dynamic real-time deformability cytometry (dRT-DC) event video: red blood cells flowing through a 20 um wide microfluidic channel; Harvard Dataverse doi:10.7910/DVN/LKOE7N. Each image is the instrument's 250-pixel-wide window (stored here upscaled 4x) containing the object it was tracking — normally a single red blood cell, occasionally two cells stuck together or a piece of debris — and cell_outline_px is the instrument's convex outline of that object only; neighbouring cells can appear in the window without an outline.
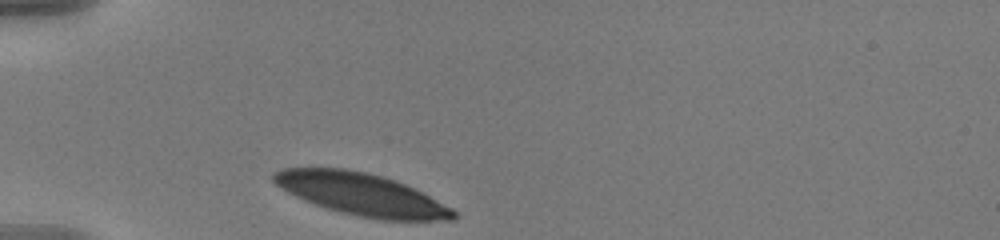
{"species": "human", "species_latin": "Homo sapiens", "temperature_condition": "warm", "stored_images_in_passage": 33, "camera_frame_rate_fps": 3000, "um_per_image_px": 0.085, "donor": {"sex": "male"}, "frame": {"image": 1, "passage_image": 1, "time_ms": 0.0, "image_size_px": [1000, 240], "cell_outline_px": [[456, 220], [380, 220], [356, 216], [340, 212], [304, 200], [280, 188], [272, 180], [272, 172], [284, 168], [344, 168], [368, 172], [404, 184], [452, 208], [456, 212]], "centroid_in_image_um": [30.69, 16.52], "position_along_channel_um": 54.3, "area_um2": 43.81}}
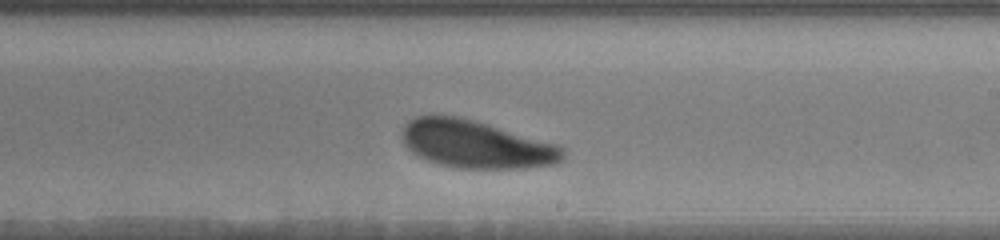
{"frame": {"image": 2, "passage_image": 19, "time_ms": 6.0, "image_size_px": [1000, 240], "cell_outline_px": [[564, 160], [560, 164], [528, 168], [456, 168], [440, 164], [416, 156], [404, 144], [400, 132], [404, 124], [408, 120], [416, 116], [456, 116], [472, 120], [560, 144], [564, 148]], "centroid_in_image_um": [40.5, 12.28], "position_along_channel_um": 248.5, "area_um2": 45.03}}
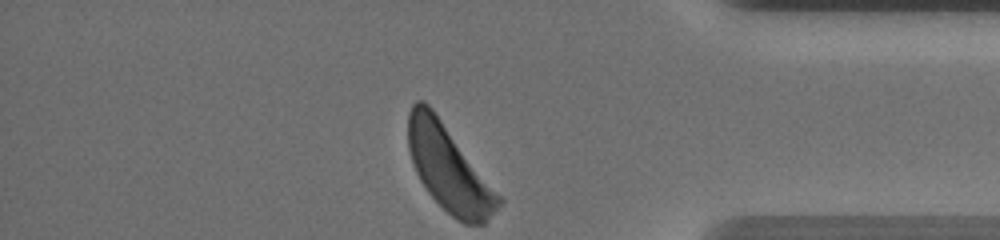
{"frame": {"image": 3, "passage_image": 33, "time_ms": 10.667, "image_size_px": [1000, 240], "cell_outline_px": [[504, 200], [484, 224], [464, 224], [456, 220], [428, 192], [420, 180], [416, 172], [408, 148], [408, 112], [412, 104], [416, 100], [424, 100], [432, 108]], "centroid_in_image_um": [38.14, 14.32], "position_along_channel_um": 397.1, "area_um2": 44.62}, "authors_computed_cell_mechanics": {"area_um2": 45.8354, "velocity_mm_per_s": 3.5518, "shape_relaxation_time_tau1_ms": 3.0062, "shape_relaxation_time_tau2_ms": null, "deformation_change_tau1": 0.1403, "deformation_change_tau2": null}}